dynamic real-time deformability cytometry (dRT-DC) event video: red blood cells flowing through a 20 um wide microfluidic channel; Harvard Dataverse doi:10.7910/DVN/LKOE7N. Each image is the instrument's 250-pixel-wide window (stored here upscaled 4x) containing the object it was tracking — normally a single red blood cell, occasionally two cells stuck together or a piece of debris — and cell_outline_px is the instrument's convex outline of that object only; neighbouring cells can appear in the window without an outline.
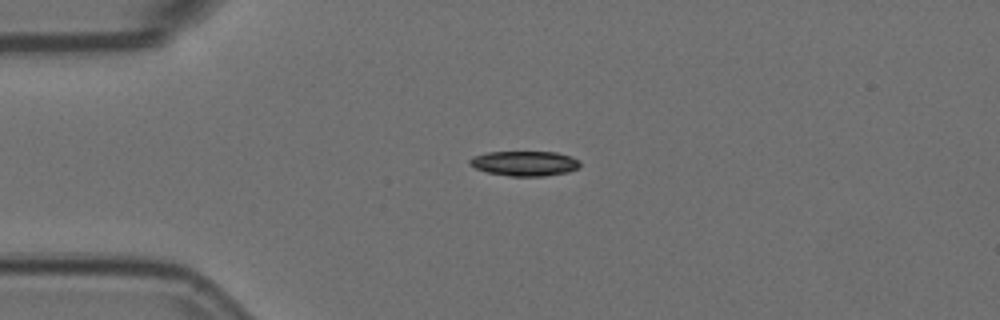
{"species": "Egyptian fruit bat (a non-hibernating species)", "species_latin": "Rousettus aegyptiacus", "temperature_condition": "room temperature", "stored_images_in_passage": 4, "camera_frame_rate_fps": 3000, "um_per_image_px": 0.085, "animal": {"sex": "female"}, "frame": {"image": 1, "passage_image": 1, "time_ms": 0.0, "image_size_px": [1000, 320], "cell_outline_px": [[580, 168], [568, 172], [544, 176], [508, 176], [488, 172], [476, 168], [468, 164], [468, 160], [472, 156], [488, 152], [556, 152], [572, 156], [580, 160]], "centroid_in_image_um": [44.61, 13.88], "position_along_channel_um": 40.4, "area_um2": 16.18}}
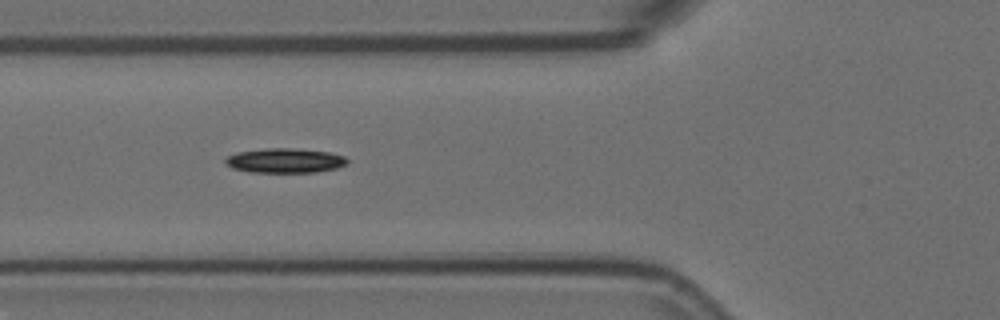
{"frame": {"image": 2, "passage_image": 3, "time_ms": 0.667, "image_size_px": [1000, 320], "cell_outline_px": [[348, 164], [336, 168], [316, 172], [248, 172], [232, 168], [224, 164], [224, 160], [228, 156], [236, 152], [268, 148], [292, 148], [328, 152], [344, 156], [348, 160]], "centroid_in_image_um": [24.19, 13.65], "position_along_channel_um": 101.6, "area_um2": 17.51}}
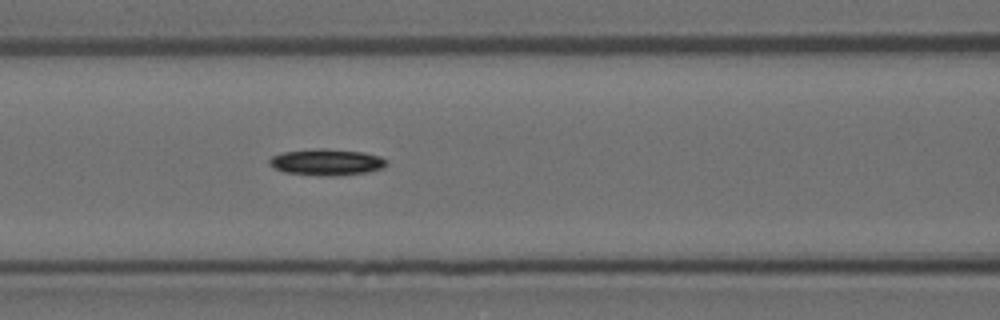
{"frame": {"image": 3, "passage_image": 4, "time_ms": 1.0, "image_size_px": [1000, 320], "cell_outline_px": [[388, 164], [384, 168], [368, 172], [332, 176], [320, 176], [284, 172], [272, 168], [268, 164], [268, 160], [272, 156], [284, 152], [364, 152], [380, 156], [388, 160]], "centroid_in_image_um": [27.8, 13.86], "position_along_channel_um": 138.8, "area_um2": 17.05}}